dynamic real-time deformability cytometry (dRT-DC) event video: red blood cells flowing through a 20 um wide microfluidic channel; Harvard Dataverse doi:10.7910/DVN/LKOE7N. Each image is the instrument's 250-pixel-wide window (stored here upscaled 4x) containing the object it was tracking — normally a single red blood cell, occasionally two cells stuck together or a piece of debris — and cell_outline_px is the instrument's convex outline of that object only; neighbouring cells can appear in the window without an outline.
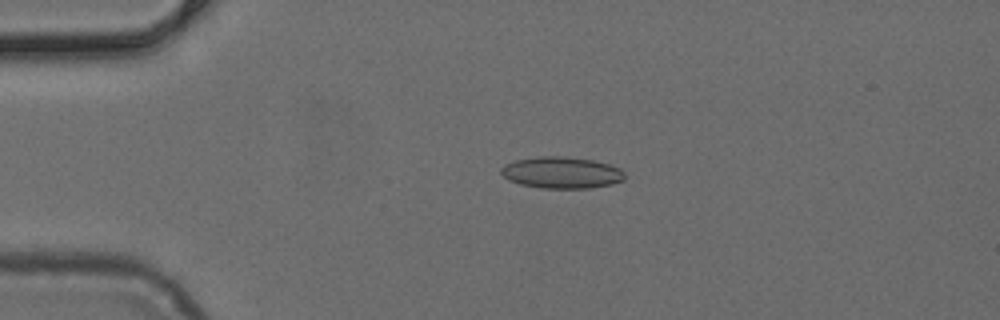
{"species": "common noctule bat (a hibernating species)", "species_latin": "Nyctalus noctula", "temperature_condition": "cold", "stored_images_in_passage": 45, "camera_frame_rate_fps": 3000, "um_per_image_px": 0.085, "animal": {"sex": "female", "body_mass_g": 24.6, "forearm_length_mm": 56.2}, "frame": {"image": 1, "passage_image": 6, "time_ms": 1.667, "image_size_px": [1000, 320], "cell_outline_px": [[624, 180], [612, 184], [588, 188], [544, 188], [520, 184], [508, 180], [500, 172], [500, 168], [504, 164], [516, 160], [536, 156], [568, 156], [592, 160], [608, 164], [620, 168], [624, 172]], "centroid_in_image_um": [47.72, 14.66], "position_along_channel_um": 37.3, "area_um2": 22.83}}
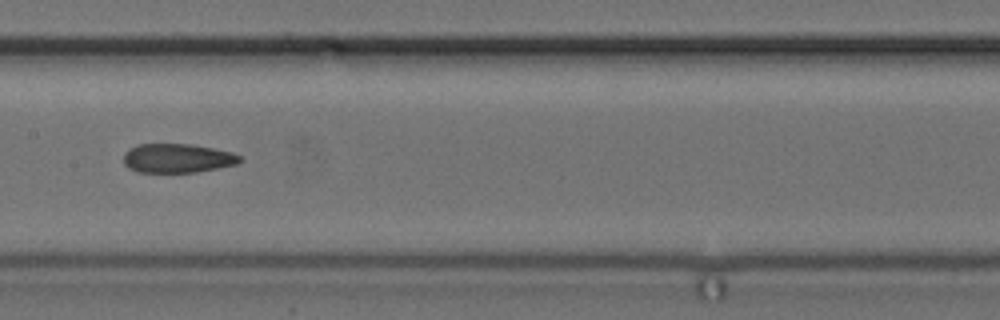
{"frame": {"image": 2, "passage_image": 20, "time_ms": 6.333, "image_size_px": [1000, 320], "cell_outline_px": [[240, 160], [236, 164], [196, 172], [136, 172], [128, 168], [124, 164], [124, 152], [128, 148], [136, 144], [192, 144], [232, 152], [240, 156]], "centroid_in_image_um": [15.01, 13.44], "position_along_channel_um": 192.4, "area_um2": 19.71}}
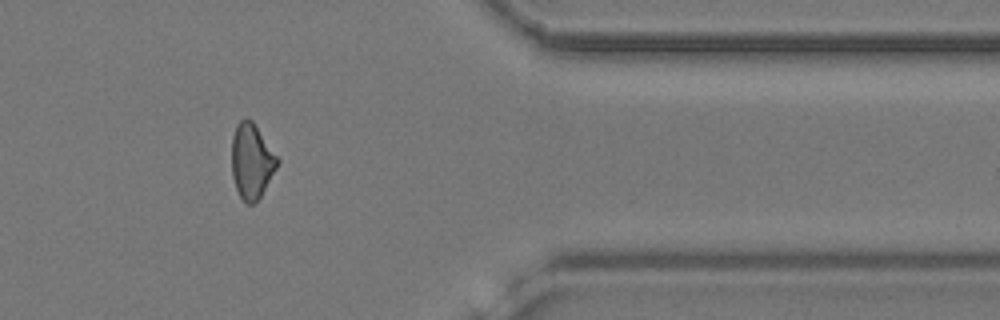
{"frame": {"image": 3, "passage_image": 36, "time_ms": 11.667, "image_size_px": [1000, 320], "cell_outline_px": [[280, 160], [276, 168], [260, 196], [252, 204], [244, 204], [236, 188], [232, 176], [232, 136], [236, 124], [240, 120], [252, 120]], "centroid_in_image_um": [21.37, 13.7], "position_along_channel_um": 390.0, "area_um2": 19.71}}